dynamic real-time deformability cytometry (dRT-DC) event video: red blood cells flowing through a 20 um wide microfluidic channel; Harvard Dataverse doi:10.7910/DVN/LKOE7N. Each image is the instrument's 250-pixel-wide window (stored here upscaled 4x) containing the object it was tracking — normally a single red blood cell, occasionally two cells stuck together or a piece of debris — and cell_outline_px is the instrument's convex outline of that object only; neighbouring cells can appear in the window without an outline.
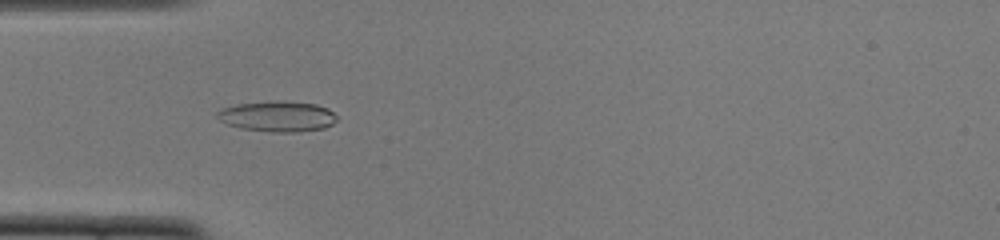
{"species": "common noctule bat (a hibernating species)", "species_latin": "Nyctalus noctula", "temperature_condition": "cold", "stored_images_in_passage": 38, "camera_frame_rate_fps": 3000, "um_per_image_px": 0.085, "animal": {"sex": "female", "body_mass_g": 22.0, "forearm_length_mm": 56.7}, "frame": {"image": 1, "passage_image": 2, "time_ms": 0.333, "image_size_px": [1000, 240], "cell_outline_px": [[336, 120], [332, 124], [324, 128], [296, 132], [280, 132], [240, 128], [228, 124], [220, 120], [216, 116], [216, 112], [220, 108], [236, 104], [280, 100], [316, 104], [328, 108], [336, 116]], "centroid_in_image_um": [23.57, 9.88], "position_along_channel_um": 61.4, "area_um2": 21.27}}
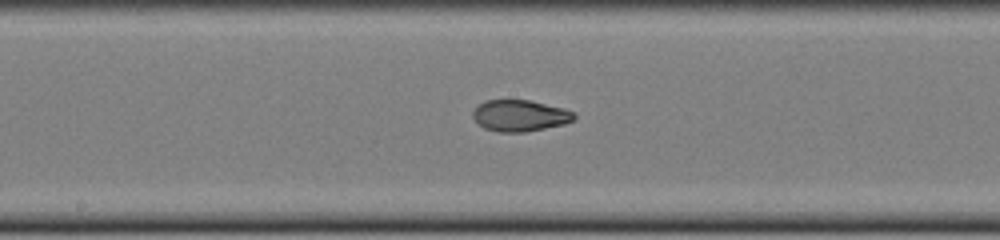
{"frame": {"image": 2, "passage_image": 13, "time_ms": 4.0, "image_size_px": [1000, 240], "cell_outline_px": [[576, 116], [572, 120], [564, 124], [524, 132], [496, 132], [484, 128], [472, 116], [472, 112], [484, 100], [532, 100], [564, 108], [576, 112]], "centroid_in_image_um": [44.21, 9.82], "position_along_channel_um": 204.0, "area_um2": 18.55}}
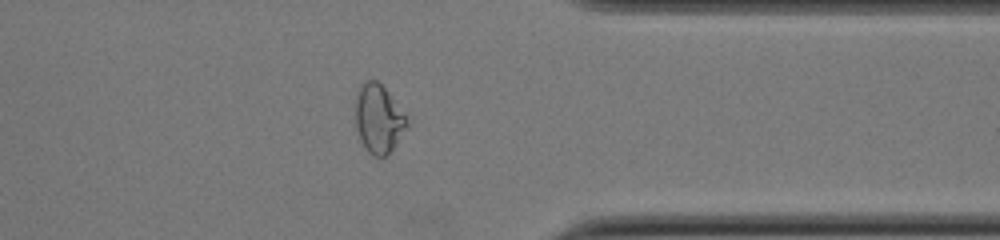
{"frame": {"image": 3, "passage_image": 27, "time_ms": 8.667, "image_size_px": [1000, 240], "cell_outline_px": [[408, 124], [396, 144], [384, 156], [376, 156], [368, 152], [360, 140], [356, 128], [356, 96], [360, 88], [368, 80], [376, 80], [384, 88], [404, 116]], "centroid_in_image_um": [32.14, 10.12], "position_along_channel_um": 379.3, "area_um2": 19.65}, "authors_computed_cell_mechanics": {"area_um2": 19.4497, "velocity_mm_per_s": 3.9287, "shape_relaxation_time_tau1_ms": null, "shape_relaxation_time_tau2_ms": 1.9343, "deformation_change_tau1": null, "deformation_change_tau2": 0.0631}}